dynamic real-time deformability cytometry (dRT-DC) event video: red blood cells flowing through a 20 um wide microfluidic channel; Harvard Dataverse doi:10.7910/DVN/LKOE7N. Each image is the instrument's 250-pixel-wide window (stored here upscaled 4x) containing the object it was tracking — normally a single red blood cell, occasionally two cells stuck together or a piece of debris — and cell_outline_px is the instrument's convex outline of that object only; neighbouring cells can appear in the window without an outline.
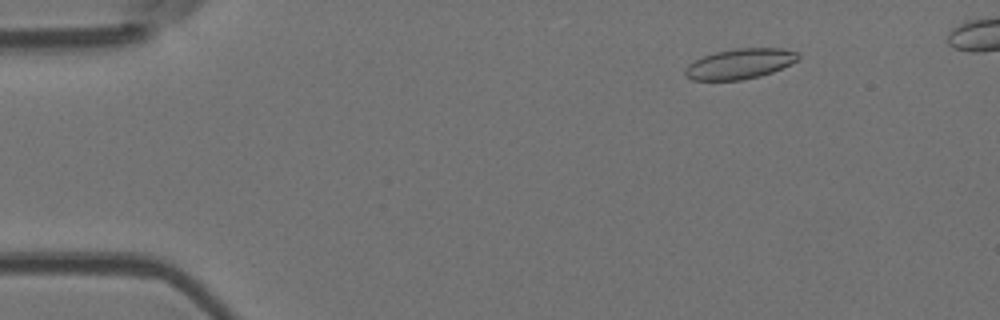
{"species": "Egyptian fruit bat (a non-hibernating species)", "species_latin": "Rousettus aegyptiacus", "temperature_condition": "room temperature", "stored_images_in_passage": 52, "camera_frame_rate_fps": 3000, "um_per_image_px": 0.085, "animal": {"sex": "female"}, "frame": {"image": 1, "passage_image": 8, "time_ms": 2.333, "image_size_px": [1000, 320], "cell_outline_px": [[800, 56], [796, 60], [772, 72], [760, 76], [740, 80], [692, 80], [684, 72], [684, 68], [688, 64], [704, 56], [716, 52], [736, 48], [784, 48], [800, 52]], "centroid_in_image_um": [62.9, 5.41], "position_along_channel_um": 22.1, "area_um2": 19.77}}
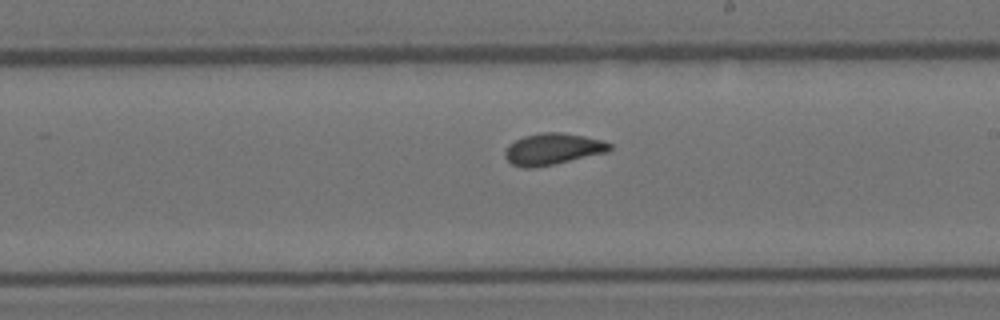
{"frame": {"image": 2, "passage_image": 32, "time_ms": 10.333, "image_size_px": [1000, 320], "cell_outline_px": [[612, 148], [608, 152], [556, 164], [532, 168], [524, 168], [512, 164], [504, 156], [504, 152], [508, 144], [524, 136], [540, 132], [560, 132], [584, 136], [604, 140], [612, 144]], "centroid_in_image_um": [47.0, 12.67], "position_along_channel_um": 242.0, "area_um2": 19.42}}
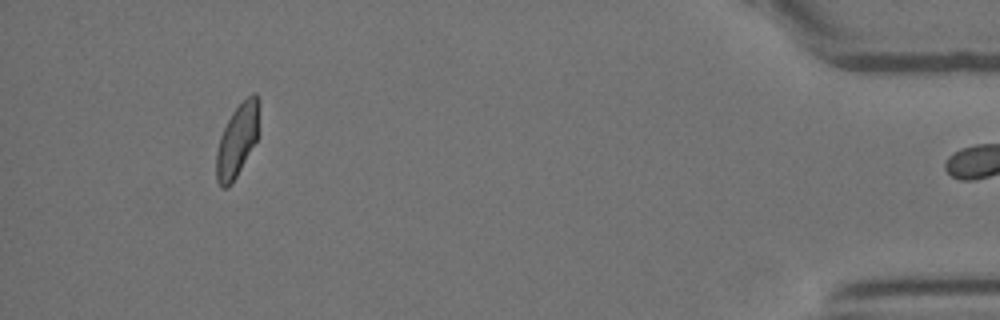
{"frame": {"image": 3, "passage_image": 51, "time_ms": 16.667, "image_size_px": [1000, 320], "cell_outline_px": [[260, 104], [256, 140], [232, 184], [228, 188], [220, 188], [216, 180], [216, 152], [220, 136], [232, 112], [252, 92], [256, 92], [260, 100]], "centroid_in_image_um": [20.16, 11.93], "position_along_channel_um": 415.0, "area_um2": 18.09}, "authors_computed_cell_mechanics": {"area_um2": 19.3052, "velocity_mm_per_s": 3.7743, "shape_relaxation_time_tau1_ms": null, "shape_relaxation_time_tau2_ms": 0.9977, "deformation_change_tau1": null, "deformation_change_tau2": 0.0705}}